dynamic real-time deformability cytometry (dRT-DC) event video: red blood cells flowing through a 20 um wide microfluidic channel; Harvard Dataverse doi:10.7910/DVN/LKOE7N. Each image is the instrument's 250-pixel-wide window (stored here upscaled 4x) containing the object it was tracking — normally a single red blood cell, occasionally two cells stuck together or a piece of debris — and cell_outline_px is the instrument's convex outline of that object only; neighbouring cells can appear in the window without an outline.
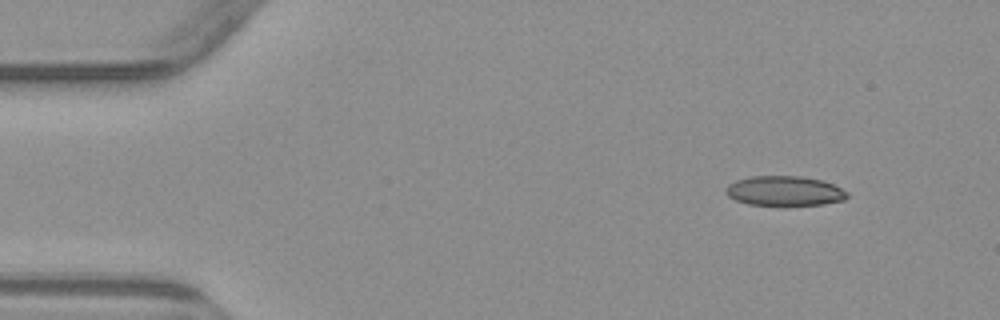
{"species": "common noctule bat (a hibernating species)", "species_latin": "Nyctalus noctula", "temperature_condition": "warm", "stored_images_in_passage": 4, "segment_of_instrument_passage": [2, 2], "camera_frame_rate_fps": 3000, "um_per_image_px": 0.085, "animal": {"sex": "male", "body_mass_g": 23.1, "forearm_length_mm": 52.7}, "frame": {"image": 1, "passage_image": 4, "time_ms": 3.667, "image_size_px": [1000, 320], "cell_outline_px": [[848, 196], [844, 200], [824, 204], [748, 204], [736, 200], [728, 196], [724, 192], [724, 188], [728, 184], [736, 180], [752, 176], [800, 176], [820, 180], [832, 184], [848, 192]], "centroid_in_image_um": [66.65, 16.21], "position_along_channel_um": 18.4, "area_um2": 20.75}}